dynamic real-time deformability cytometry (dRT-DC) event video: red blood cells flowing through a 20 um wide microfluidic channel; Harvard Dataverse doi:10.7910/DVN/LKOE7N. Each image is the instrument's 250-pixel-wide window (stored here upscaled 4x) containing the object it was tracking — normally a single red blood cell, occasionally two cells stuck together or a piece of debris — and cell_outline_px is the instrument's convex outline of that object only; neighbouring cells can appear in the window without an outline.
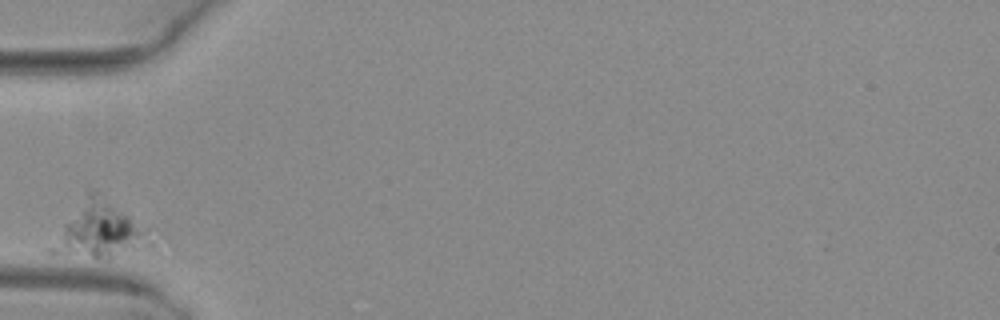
{"species": "common noctule bat (a hibernating species)", "species_latin": "Nyctalus noctula", "temperature_condition": "warm", "stored_images_in_passage": 3, "camera_frame_rate_fps": 3000, "um_per_image_px": 0.085, "animal": {"sex": "female", "body_mass_g": 29.2, "forearm_length_mm": 56.3}, "frame": {"image": 1, "passage_image": 1, "time_ms": 0.0, "image_size_px": [1000, 320], "cell_outline_px": [[156, 240], [152, 244], [108, 260], [52, 256], [48, 252], [48, 248], [84, 192], [92, 188], [96, 188], [148, 228], [156, 236]], "centroid_in_image_um": [8.47, 19.59], "position_along_channel_um": 76.5, "area_um2": 33.64}}